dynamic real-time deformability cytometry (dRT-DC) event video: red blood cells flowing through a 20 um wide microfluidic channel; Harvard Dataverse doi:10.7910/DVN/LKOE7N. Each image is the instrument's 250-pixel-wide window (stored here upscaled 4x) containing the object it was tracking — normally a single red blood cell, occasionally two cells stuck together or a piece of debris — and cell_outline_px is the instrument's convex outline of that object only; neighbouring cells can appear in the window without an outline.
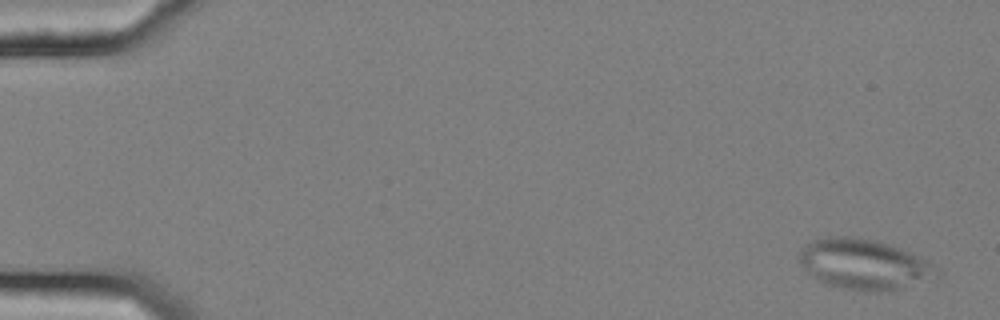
{"species": "common noctule bat (a hibernating species)", "species_latin": "Nyctalus noctula", "temperature_condition": "cold", "stored_images_in_passage": 55, "camera_frame_rate_fps": 3000, "um_per_image_px": 0.085, "animal": {"sex": "female", "body_mass_g": 25.1}, "frame": {"image": 1, "passage_image": 1, "time_ms": 0.0, "image_size_px": [1000, 320], "cell_outline_px": [[940, 284], [880, 292], [872, 292], [840, 288], [824, 284], [816, 280], [804, 268], [796, 256], [804, 244], [812, 240], [828, 236], [852, 236], [872, 240], [888, 244], [928, 260], [940, 268]], "centroid_in_image_um": [73.58, 22.52], "position_along_channel_um": 11.4, "area_um2": 42.08}}